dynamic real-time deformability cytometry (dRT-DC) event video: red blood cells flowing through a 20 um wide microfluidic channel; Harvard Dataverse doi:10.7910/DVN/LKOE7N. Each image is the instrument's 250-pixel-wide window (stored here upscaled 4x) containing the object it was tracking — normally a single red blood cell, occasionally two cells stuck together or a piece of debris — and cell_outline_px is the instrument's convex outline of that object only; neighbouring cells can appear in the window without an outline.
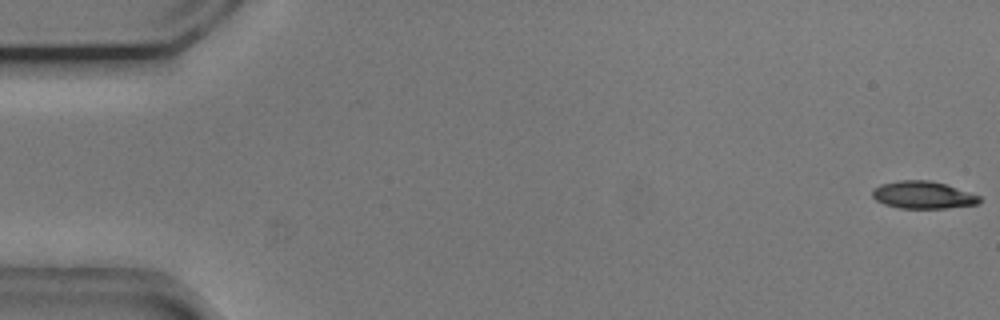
{"species": "common noctule bat (a hibernating species)", "species_latin": "Nyctalus noctula", "temperature_condition": "cold", "stored_images_in_passage": 42, "camera_frame_rate_fps": 3000, "um_per_image_px": 0.085, "animal": {"sex": "male", "body_mass_g": 20.5, "forearm_length_mm": 52.5}, "frame": {"image": 1, "passage_image": 1, "time_ms": 0.0, "image_size_px": [1000, 320], "cell_outline_px": [[984, 200], [976, 204], [948, 208], [900, 208], [884, 204], [876, 200], [872, 196], [872, 188], [880, 184], [900, 180], [928, 180], [944, 184], [980, 196]], "centroid_in_image_um": [78.43, 16.57], "position_along_channel_um": 6.6, "area_um2": 17.05}}
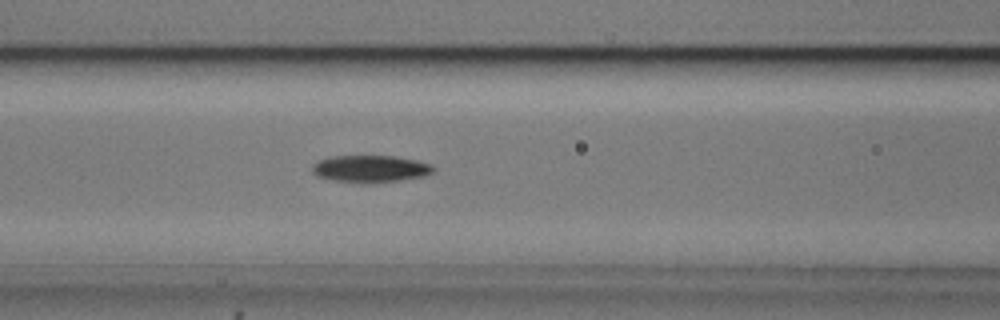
{"frame": {"image": 2, "passage_image": 23, "time_ms": 7.333, "image_size_px": [1000, 320], "cell_outline_px": [[436, 168], [432, 172], [424, 176], [400, 180], [336, 180], [316, 176], [312, 172], [312, 164], [320, 160], [332, 156], [396, 156], [416, 160], [432, 164]], "centroid_in_image_um": [31.51, 14.29], "position_along_channel_um": 135.1, "area_um2": 18.26}}
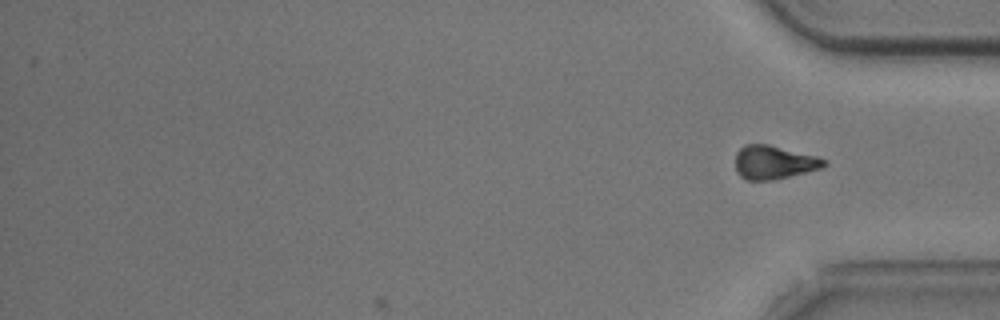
{"frame": {"image": 3, "passage_image": 42, "time_ms": 13.667, "image_size_px": [1000, 320], "cell_outline_px": [[828, 164], [824, 168], [772, 180], [748, 180], [740, 176], [736, 172], [736, 152], [744, 144], [768, 144], [816, 156], [828, 160]], "centroid_in_image_um": [65.8, 13.8], "position_along_channel_um": 369.4, "area_um2": 17.46}, "authors_computed_cell_mechanics": {"area_um2": 18.3226, "velocity_mm_per_s": 3.7157, "shape_relaxation_time_tau1_ms": 5.0027, "shape_relaxation_time_tau2_ms": null, "deformation_change_tau1": 0.144, "deformation_change_tau2": null}}